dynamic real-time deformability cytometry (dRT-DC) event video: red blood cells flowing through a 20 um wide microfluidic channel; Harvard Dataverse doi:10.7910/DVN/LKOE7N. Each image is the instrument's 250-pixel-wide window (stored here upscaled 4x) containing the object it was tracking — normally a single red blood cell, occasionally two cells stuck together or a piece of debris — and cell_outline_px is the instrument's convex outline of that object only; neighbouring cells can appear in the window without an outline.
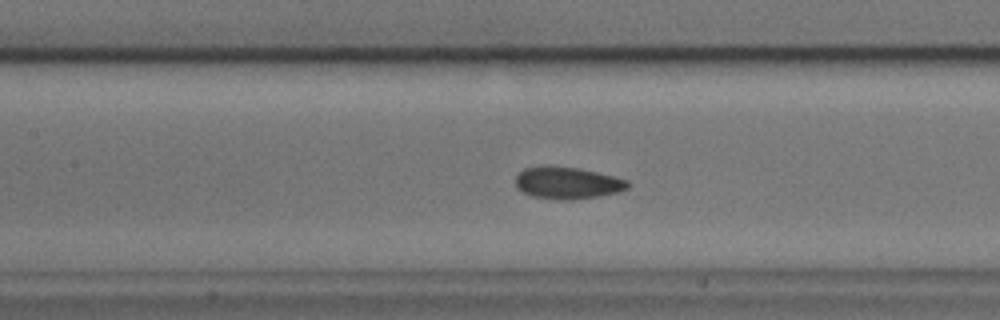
{"species": "common noctule bat (a hibernating species)", "species_latin": "Nyctalus noctula", "temperature_condition": "cold", "stored_images_in_passage": 54, "camera_frame_rate_fps": 3000, "um_per_image_px": 0.085, "animal": {"sex": "male", "body_mass_g": 17.9, "forearm_length_mm": 54.2}, "frame": {"image": 1, "passage_image": 23, "time_ms": 7.333, "image_size_px": [1000, 320], "cell_outline_px": [[632, 184], [628, 188], [620, 192], [596, 196], [568, 200], [556, 200], [532, 196], [516, 188], [516, 176], [524, 168], [544, 164], [580, 168], [616, 176], [628, 180]], "centroid_in_image_um": [48.24, 15.52], "position_along_channel_um": 159.2, "area_um2": 21.39}}
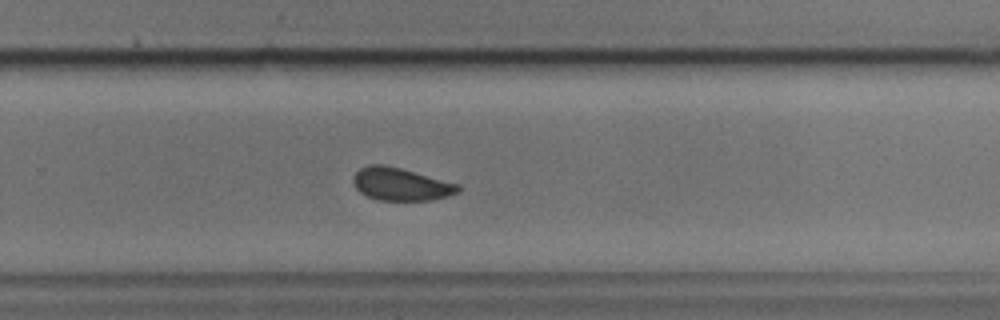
{"frame": {"image": 2, "passage_image": 34, "time_ms": 11.0, "image_size_px": [1000, 320], "cell_outline_px": [[460, 192], [448, 196], [432, 200], [376, 200], [360, 192], [356, 188], [352, 180], [352, 176], [360, 168], [368, 164], [384, 164], [400, 168], [460, 184]], "centroid_in_image_um": [34.06, 15.65], "position_along_channel_um": 295.7, "area_um2": 20.11}}
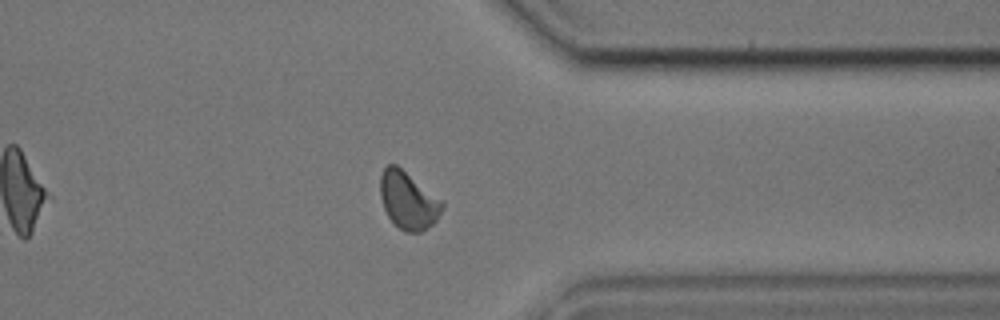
{"frame": {"image": 3, "passage_image": 41, "time_ms": 13.333, "image_size_px": [1000, 320], "cell_outline_px": [[444, 208], [436, 220], [432, 224], [420, 232], [404, 232], [388, 216], [384, 208], [380, 196], [380, 176], [384, 168], [388, 164], [396, 164], [440, 200], [444, 204]], "centroid_in_image_um": [34.67, 17.04], "position_along_channel_um": 376.7, "area_um2": 20.29}, "authors_computed_cell_mechanics": {"area_um2": 20.4612, "velocity_mm_per_s": 3.7385, "shape_relaxation_time_tau1_ms": 2.3182, "shape_relaxation_time_tau2_ms": 1.7313, "deformation_change_tau1": 0.0701, "deformation_change_tau2": 0.0514}}